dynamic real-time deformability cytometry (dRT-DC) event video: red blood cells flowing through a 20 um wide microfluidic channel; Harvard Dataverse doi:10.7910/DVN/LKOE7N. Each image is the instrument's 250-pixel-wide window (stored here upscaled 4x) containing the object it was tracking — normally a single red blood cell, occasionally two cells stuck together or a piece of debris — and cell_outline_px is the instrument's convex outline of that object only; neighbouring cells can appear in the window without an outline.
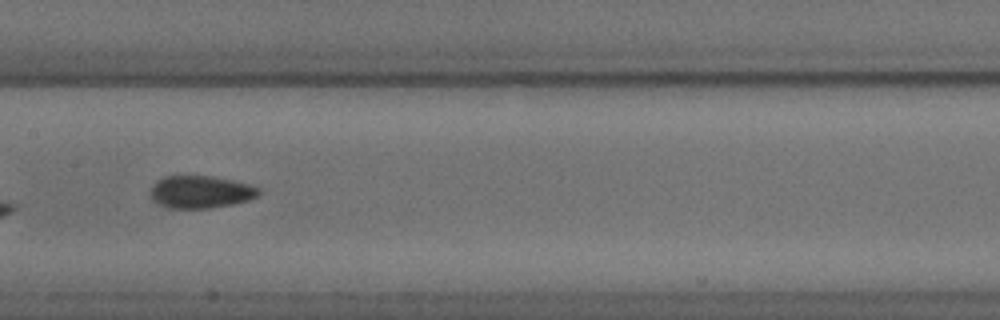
{"species": "common noctule bat (a hibernating species)", "species_latin": "Nyctalus noctula", "temperature_condition": "cold", "stored_images_in_passage": 39, "camera_frame_rate_fps": 3000, "um_per_image_px": 0.085, "animal": {"sex": "male", "body_mass_g": 18.8}, "frame": {"image": 1, "passage_image": 12, "time_ms": 3.667, "image_size_px": [1000, 320], "cell_outline_px": [[260, 192], [256, 196], [248, 200], [232, 204], [208, 208], [168, 208], [156, 204], [148, 196], [152, 184], [164, 176], [212, 176], [252, 184], [260, 188]], "centroid_in_image_um": [17.0, 16.31], "position_along_channel_um": 190.4, "area_um2": 20.75}}
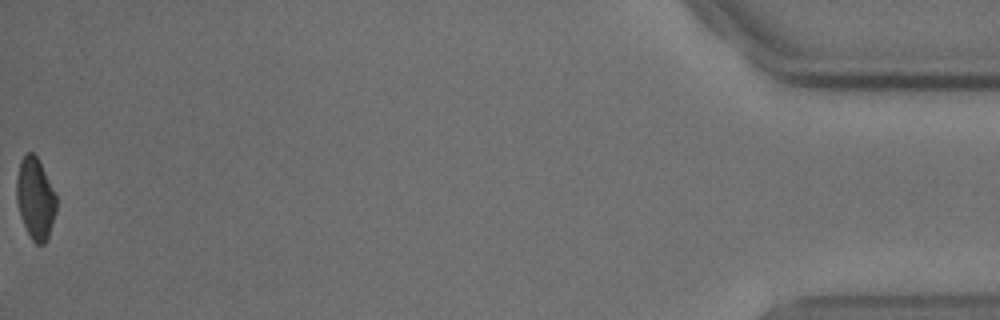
{"frame": {"image": 2, "passage_image": 39, "time_ms": 12.667, "image_size_px": [1000, 320], "cell_outline_px": [[56, 212], [48, 236], [44, 244], [36, 244], [32, 240], [20, 216], [16, 200], [16, 180], [20, 160], [28, 152], [32, 152], [36, 156], [56, 196]], "centroid_in_image_um": [2.98, 16.89], "position_along_channel_um": 432.2, "area_um2": 18.55}, "authors_computed_cell_mechanics": {"area_um2": 19.8832, "velocity_mm_per_s": 3.6951, "shape_relaxation_time_tau1_ms": 4.1273, "shape_relaxation_time_tau2_ms": 2.4731, "deformation_change_tau1": 0.0925, "deformation_change_tau2": 0.0751}}